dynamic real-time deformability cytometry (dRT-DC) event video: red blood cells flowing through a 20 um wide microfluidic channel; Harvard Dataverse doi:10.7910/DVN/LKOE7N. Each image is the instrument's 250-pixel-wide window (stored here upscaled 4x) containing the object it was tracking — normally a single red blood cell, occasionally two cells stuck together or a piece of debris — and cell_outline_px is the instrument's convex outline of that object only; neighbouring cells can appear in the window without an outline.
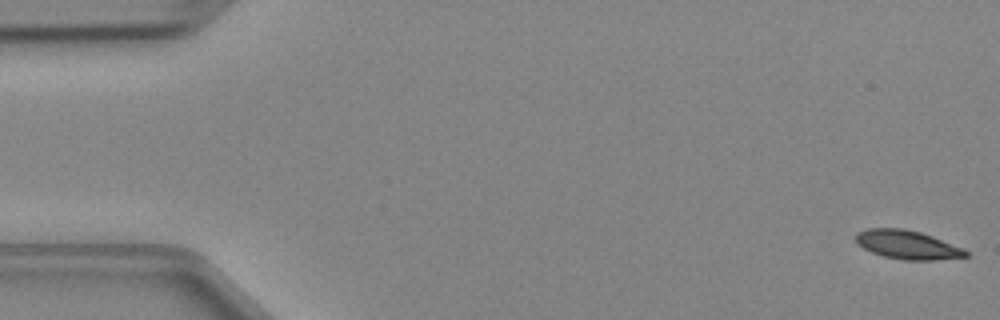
{"species": "Egyptian fruit bat (a non-hibernating species)", "species_latin": "Rousettus aegyptiacus", "temperature_condition": "cold", "stored_images_in_passage": 48, "camera_frame_rate_fps": 3000, "um_per_image_px": 0.085, "animal": {"sex": "female"}, "frame": {"image": 1, "passage_image": 1, "time_ms": 0.0, "image_size_px": [1000, 320], "cell_outline_px": [[968, 256], [932, 260], [900, 260], [884, 256], [872, 252], [856, 244], [856, 232], [868, 228], [904, 228], [920, 232], [932, 236], [964, 248], [968, 252]], "centroid_in_image_um": [77.11, 20.8], "position_along_channel_um": 7.9, "area_um2": 18.44}}
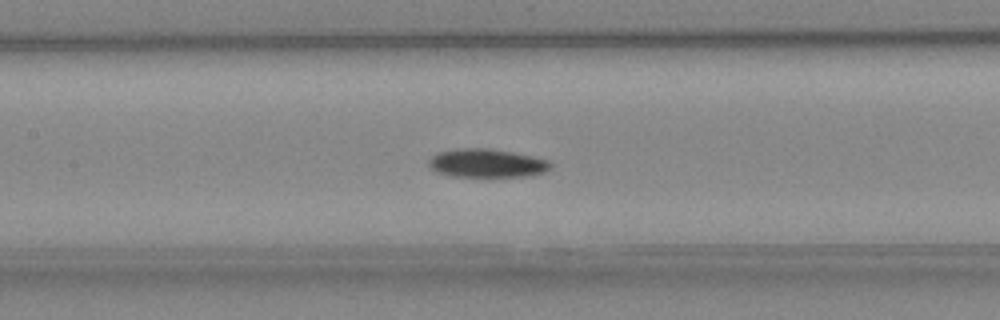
{"frame": {"image": 2, "passage_image": 22, "time_ms": 7.0, "image_size_px": [1000, 320], "cell_outline_px": [[552, 168], [544, 172], [532, 176], [452, 176], [436, 172], [428, 164], [428, 160], [436, 152], [460, 148], [484, 148], [512, 152], [532, 156], [548, 160], [552, 164]], "centroid_in_image_um": [41.38, 13.87], "position_along_channel_um": 166.0, "area_um2": 20.23}}
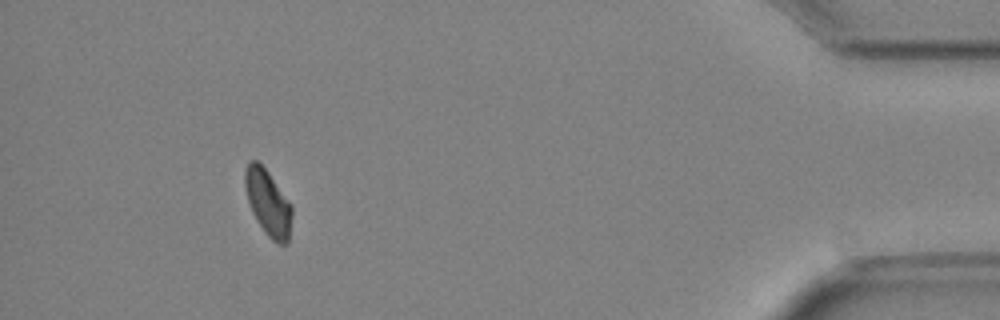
{"frame": {"image": 3, "passage_image": 44, "time_ms": 14.333, "image_size_px": [1000, 320], "cell_outline_px": [[292, 216], [288, 244], [276, 244], [264, 232], [256, 220], [252, 212], [248, 200], [244, 184], [244, 168], [248, 160], [256, 160], [268, 172], [292, 204]], "centroid_in_image_um": [22.78, 17.24], "position_along_channel_um": 412.4, "area_um2": 18.26}}